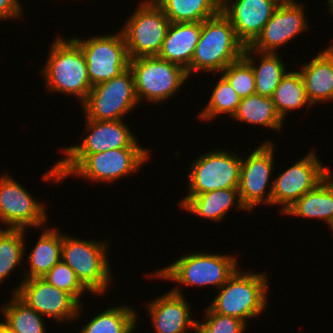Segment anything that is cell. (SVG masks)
Here are the masks:
<instances>
[{"mask_svg": "<svg viewBox=\"0 0 333 333\" xmlns=\"http://www.w3.org/2000/svg\"><path fill=\"white\" fill-rule=\"evenodd\" d=\"M12 292L42 317L59 321L71 320L80 316L81 306L70 293L60 290L43 278L23 279Z\"/></svg>", "mask_w": 333, "mask_h": 333, "instance_id": "5bb4252c", "label": "cell"}, {"mask_svg": "<svg viewBox=\"0 0 333 333\" xmlns=\"http://www.w3.org/2000/svg\"><path fill=\"white\" fill-rule=\"evenodd\" d=\"M28 255L30 269L24 272L23 279L43 278L60 260L62 234L56 228H45Z\"/></svg>", "mask_w": 333, "mask_h": 333, "instance_id": "d4e9b609", "label": "cell"}, {"mask_svg": "<svg viewBox=\"0 0 333 333\" xmlns=\"http://www.w3.org/2000/svg\"><path fill=\"white\" fill-rule=\"evenodd\" d=\"M260 55L257 64L255 56ZM243 58L251 65L255 75V94L272 97L275 88L281 79L288 72L286 66L281 61L277 53H264L253 50L250 46H245Z\"/></svg>", "mask_w": 333, "mask_h": 333, "instance_id": "cb8c5ba5", "label": "cell"}, {"mask_svg": "<svg viewBox=\"0 0 333 333\" xmlns=\"http://www.w3.org/2000/svg\"><path fill=\"white\" fill-rule=\"evenodd\" d=\"M274 146L273 142L267 140L257 146L247 158L242 157L238 191L240 200L248 212L258 204L271 205L273 180L269 182V179L274 167ZM268 186L270 190L267 192L265 190Z\"/></svg>", "mask_w": 333, "mask_h": 333, "instance_id": "4fadbf2b", "label": "cell"}, {"mask_svg": "<svg viewBox=\"0 0 333 333\" xmlns=\"http://www.w3.org/2000/svg\"><path fill=\"white\" fill-rule=\"evenodd\" d=\"M333 175L306 192L284 214L325 221L333 231Z\"/></svg>", "mask_w": 333, "mask_h": 333, "instance_id": "603a6c76", "label": "cell"}, {"mask_svg": "<svg viewBox=\"0 0 333 333\" xmlns=\"http://www.w3.org/2000/svg\"><path fill=\"white\" fill-rule=\"evenodd\" d=\"M46 62L42 69L46 89L77 96L83 104L92 85L80 46L72 38L65 40L59 35L51 45Z\"/></svg>", "mask_w": 333, "mask_h": 333, "instance_id": "3957f363", "label": "cell"}, {"mask_svg": "<svg viewBox=\"0 0 333 333\" xmlns=\"http://www.w3.org/2000/svg\"><path fill=\"white\" fill-rule=\"evenodd\" d=\"M233 1L230 4L229 0H225L221 4V12L230 20L238 39L245 46H250L282 0Z\"/></svg>", "mask_w": 333, "mask_h": 333, "instance_id": "ac0fdd59", "label": "cell"}, {"mask_svg": "<svg viewBox=\"0 0 333 333\" xmlns=\"http://www.w3.org/2000/svg\"><path fill=\"white\" fill-rule=\"evenodd\" d=\"M118 33V34H117ZM72 39L80 46L92 86L109 81L129 67V56L121 32L87 39Z\"/></svg>", "mask_w": 333, "mask_h": 333, "instance_id": "8fae6325", "label": "cell"}, {"mask_svg": "<svg viewBox=\"0 0 333 333\" xmlns=\"http://www.w3.org/2000/svg\"><path fill=\"white\" fill-rule=\"evenodd\" d=\"M45 207L12 176H0V223L7 228L26 230L44 226L48 219Z\"/></svg>", "mask_w": 333, "mask_h": 333, "instance_id": "9a60e30c", "label": "cell"}, {"mask_svg": "<svg viewBox=\"0 0 333 333\" xmlns=\"http://www.w3.org/2000/svg\"><path fill=\"white\" fill-rule=\"evenodd\" d=\"M170 23L203 22L221 12L219 0H154Z\"/></svg>", "mask_w": 333, "mask_h": 333, "instance_id": "4316f807", "label": "cell"}, {"mask_svg": "<svg viewBox=\"0 0 333 333\" xmlns=\"http://www.w3.org/2000/svg\"><path fill=\"white\" fill-rule=\"evenodd\" d=\"M330 174L314 150L273 178L271 205H281L282 214L306 192L314 189Z\"/></svg>", "mask_w": 333, "mask_h": 333, "instance_id": "7c38bea8", "label": "cell"}, {"mask_svg": "<svg viewBox=\"0 0 333 333\" xmlns=\"http://www.w3.org/2000/svg\"><path fill=\"white\" fill-rule=\"evenodd\" d=\"M205 322L197 321L196 333H243L247 325L240 319L214 312L206 307Z\"/></svg>", "mask_w": 333, "mask_h": 333, "instance_id": "e575fe53", "label": "cell"}, {"mask_svg": "<svg viewBox=\"0 0 333 333\" xmlns=\"http://www.w3.org/2000/svg\"><path fill=\"white\" fill-rule=\"evenodd\" d=\"M232 118L252 125L265 126L278 132L282 130L284 123L273 99L257 94L242 98Z\"/></svg>", "mask_w": 333, "mask_h": 333, "instance_id": "484cf974", "label": "cell"}, {"mask_svg": "<svg viewBox=\"0 0 333 333\" xmlns=\"http://www.w3.org/2000/svg\"><path fill=\"white\" fill-rule=\"evenodd\" d=\"M122 29L129 59L158 56L170 20L154 0H143Z\"/></svg>", "mask_w": 333, "mask_h": 333, "instance_id": "ba28073f", "label": "cell"}, {"mask_svg": "<svg viewBox=\"0 0 333 333\" xmlns=\"http://www.w3.org/2000/svg\"><path fill=\"white\" fill-rule=\"evenodd\" d=\"M137 104L134 77L128 67L109 81L92 86L82 108L87 119L124 120L125 113Z\"/></svg>", "mask_w": 333, "mask_h": 333, "instance_id": "9c48e42d", "label": "cell"}, {"mask_svg": "<svg viewBox=\"0 0 333 333\" xmlns=\"http://www.w3.org/2000/svg\"><path fill=\"white\" fill-rule=\"evenodd\" d=\"M19 0H0V20L21 18L22 6Z\"/></svg>", "mask_w": 333, "mask_h": 333, "instance_id": "d590c367", "label": "cell"}, {"mask_svg": "<svg viewBox=\"0 0 333 333\" xmlns=\"http://www.w3.org/2000/svg\"><path fill=\"white\" fill-rule=\"evenodd\" d=\"M236 257L221 254L191 253L152 274L160 279L189 286L221 288L237 271Z\"/></svg>", "mask_w": 333, "mask_h": 333, "instance_id": "5b68a950", "label": "cell"}, {"mask_svg": "<svg viewBox=\"0 0 333 333\" xmlns=\"http://www.w3.org/2000/svg\"><path fill=\"white\" fill-rule=\"evenodd\" d=\"M241 98L233 89L229 81L221 75L215 84L210 99L200 112L199 118L206 121H211L219 114H228L233 117L237 112Z\"/></svg>", "mask_w": 333, "mask_h": 333, "instance_id": "1f68e13d", "label": "cell"}, {"mask_svg": "<svg viewBox=\"0 0 333 333\" xmlns=\"http://www.w3.org/2000/svg\"><path fill=\"white\" fill-rule=\"evenodd\" d=\"M328 7H329V13H331L333 15V0H328Z\"/></svg>", "mask_w": 333, "mask_h": 333, "instance_id": "74e56055", "label": "cell"}, {"mask_svg": "<svg viewBox=\"0 0 333 333\" xmlns=\"http://www.w3.org/2000/svg\"><path fill=\"white\" fill-rule=\"evenodd\" d=\"M221 73L241 99L255 94V75L243 57L230 63Z\"/></svg>", "mask_w": 333, "mask_h": 333, "instance_id": "d6a6232c", "label": "cell"}, {"mask_svg": "<svg viewBox=\"0 0 333 333\" xmlns=\"http://www.w3.org/2000/svg\"><path fill=\"white\" fill-rule=\"evenodd\" d=\"M12 299L2 306L4 323L12 333H46L43 318L30 308L15 293Z\"/></svg>", "mask_w": 333, "mask_h": 333, "instance_id": "f1b7e54d", "label": "cell"}, {"mask_svg": "<svg viewBox=\"0 0 333 333\" xmlns=\"http://www.w3.org/2000/svg\"><path fill=\"white\" fill-rule=\"evenodd\" d=\"M235 203V207L238 209L247 210L240 200L238 188L221 189L193 197H184L179 204L181 208L203 217V219L219 222L227 215V211Z\"/></svg>", "mask_w": 333, "mask_h": 333, "instance_id": "7402d4cb", "label": "cell"}, {"mask_svg": "<svg viewBox=\"0 0 333 333\" xmlns=\"http://www.w3.org/2000/svg\"><path fill=\"white\" fill-rule=\"evenodd\" d=\"M62 234L61 260L75 273L91 294H104L111 286L107 243L81 240ZM106 290V291H105Z\"/></svg>", "mask_w": 333, "mask_h": 333, "instance_id": "8992f818", "label": "cell"}, {"mask_svg": "<svg viewBox=\"0 0 333 333\" xmlns=\"http://www.w3.org/2000/svg\"><path fill=\"white\" fill-rule=\"evenodd\" d=\"M201 35V22L170 23L158 57L187 70Z\"/></svg>", "mask_w": 333, "mask_h": 333, "instance_id": "44dd1931", "label": "cell"}, {"mask_svg": "<svg viewBox=\"0 0 333 333\" xmlns=\"http://www.w3.org/2000/svg\"><path fill=\"white\" fill-rule=\"evenodd\" d=\"M226 151L213 150L194 161L188 175V193L185 197L238 188L242 158L237 153Z\"/></svg>", "mask_w": 333, "mask_h": 333, "instance_id": "30bf717a", "label": "cell"}, {"mask_svg": "<svg viewBox=\"0 0 333 333\" xmlns=\"http://www.w3.org/2000/svg\"><path fill=\"white\" fill-rule=\"evenodd\" d=\"M300 67L298 72L312 106L333 100V45Z\"/></svg>", "mask_w": 333, "mask_h": 333, "instance_id": "ffe728a7", "label": "cell"}, {"mask_svg": "<svg viewBox=\"0 0 333 333\" xmlns=\"http://www.w3.org/2000/svg\"><path fill=\"white\" fill-rule=\"evenodd\" d=\"M24 233L25 229L0 228V283L7 279L24 258Z\"/></svg>", "mask_w": 333, "mask_h": 333, "instance_id": "4dcf8cb0", "label": "cell"}, {"mask_svg": "<svg viewBox=\"0 0 333 333\" xmlns=\"http://www.w3.org/2000/svg\"><path fill=\"white\" fill-rule=\"evenodd\" d=\"M137 313L133 307L115 306L98 313L80 333H132L136 328Z\"/></svg>", "mask_w": 333, "mask_h": 333, "instance_id": "83f0119b", "label": "cell"}, {"mask_svg": "<svg viewBox=\"0 0 333 333\" xmlns=\"http://www.w3.org/2000/svg\"><path fill=\"white\" fill-rule=\"evenodd\" d=\"M304 12L298 1L282 0L250 47L258 52L276 53L280 46L308 28Z\"/></svg>", "mask_w": 333, "mask_h": 333, "instance_id": "2e32d148", "label": "cell"}, {"mask_svg": "<svg viewBox=\"0 0 333 333\" xmlns=\"http://www.w3.org/2000/svg\"><path fill=\"white\" fill-rule=\"evenodd\" d=\"M54 287L70 293L80 304L81 295L89 291L77 278L76 273L60 260L44 277Z\"/></svg>", "mask_w": 333, "mask_h": 333, "instance_id": "836d02e7", "label": "cell"}, {"mask_svg": "<svg viewBox=\"0 0 333 333\" xmlns=\"http://www.w3.org/2000/svg\"><path fill=\"white\" fill-rule=\"evenodd\" d=\"M189 303L179 287L147 304L155 333H186L188 328L197 332V320L191 319Z\"/></svg>", "mask_w": 333, "mask_h": 333, "instance_id": "d6986e66", "label": "cell"}, {"mask_svg": "<svg viewBox=\"0 0 333 333\" xmlns=\"http://www.w3.org/2000/svg\"><path fill=\"white\" fill-rule=\"evenodd\" d=\"M86 120L87 136L82 143L65 147V154H95L120 148H144L139 146L133 133L123 120Z\"/></svg>", "mask_w": 333, "mask_h": 333, "instance_id": "e0dca14e", "label": "cell"}, {"mask_svg": "<svg viewBox=\"0 0 333 333\" xmlns=\"http://www.w3.org/2000/svg\"><path fill=\"white\" fill-rule=\"evenodd\" d=\"M129 68L134 77V86L139 103L168 101L188 79L186 70L158 56L129 59Z\"/></svg>", "mask_w": 333, "mask_h": 333, "instance_id": "52a82bcc", "label": "cell"}, {"mask_svg": "<svg viewBox=\"0 0 333 333\" xmlns=\"http://www.w3.org/2000/svg\"><path fill=\"white\" fill-rule=\"evenodd\" d=\"M244 49L230 20L220 12L201 22V35L186 72L188 76L198 71L222 72L243 57Z\"/></svg>", "mask_w": 333, "mask_h": 333, "instance_id": "7a4b0ae2", "label": "cell"}, {"mask_svg": "<svg viewBox=\"0 0 333 333\" xmlns=\"http://www.w3.org/2000/svg\"><path fill=\"white\" fill-rule=\"evenodd\" d=\"M0 333H12V331L4 322H1L0 323Z\"/></svg>", "mask_w": 333, "mask_h": 333, "instance_id": "8d00e7d4", "label": "cell"}, {"mask_svg": "<svg viewBox=\"0 0 333 333\" xmlns=\"http://www.w3.org/2000/svg\"><path fill=\"white\" fill-rule=\"evenodd\" d=\"M237 271L219 288L209 307L216 313L242 320L256 318L266 308L268 279L264 273ZM219 291V292H218Z\"/></svg>", "mask_w": 333, "mask_h": 333, "instance_id": "277c9868", "label": "cell"}, {"mask_svg": "<svg viewBox=\"0 0 333 333\" xmlns=\"http://www.w3.org/2000/svg\"><path fill=\"white\" fill-rule=\"evenodd\" d=\"M148 158L146 148H120L95 154H66L64 159H60L44 174L43 180L55 181L56 184L74 174L96 183H111L138 172Z\"/></svg>", "mask_w": 333, "mask_h": 333, "instance_id": "6da1fadb", "label": "cell"}, {"mask_svg": "<svg viewBox=\"0 0 333 333\" xmlns=\"http://www.w3.org/2000/svg\"><path fill=\"white\" fill-rule=\"evenodd\" d=\"M271 98L284 120L290 110L300 109L305 105L312 107L306 95L304 82L298 71L287 72L275 88Z\"/></svg>", "mask_w": 333, "mask_h": 333, "instance_id": "f546056e", "label": "cell"}]
</instances>
